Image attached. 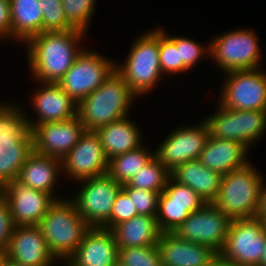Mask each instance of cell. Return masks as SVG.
<instances>
[{"label":"cell","instance_id":"obj_1","mask_svg":"<svg viewBox=\"0 0 266 266\" xmlns=\"http://www.w3.org/2000/svg\"><path fill=\"white\" fill-rule=\"evenodd\" d=\"M87 35L74 28L42 32L28 39L23 45L32 82L58 83L85 48Z\"/></svg>","mask_w":266,"mask_h":266},{"label":"cell","instance_id":"obj_2","mask_svg":"<svg viewBox=\"0 0 266 266\" xmlns=\"http://www.w3.org/2000/svg\"><path fill=\"white\" fill-rule=\"evenodd\" d=\"M20 103L0 102V189L17 179L33 152L32 130Z\"/></svg>","mask_w":266,"mask_h":266},{"label":"cell","instance_id":"obj_3","mask_svg":"<svg viewBox=\"0 0 266 266\" xmlns=\"http://www.w3.org/2000/svg\"><path fill=\"white\" fill-rule=\"evenodd\" d=\"M136 99L139 98L114 70L103 84L78 103L77 116L86 131H96L130 115Z\"/></svg>","mask_w":266,"mask_h":266},{"label":"cell","instance_id":"obj_4","mask_svg":"<svg viewBox=\"0 0 266 266\" xmlns=\"http://www.w3.org/2000/svg\"><path fill=\"white\" fill-rule=\"evenodd\" d=\"M142 32L134 39L125 61L115 63V70L139 99L151 94L164 77L160 69L159 26Z\"/></svg>","mask_w":266,"mask_h":266},{"label":"cell","instance_id":"obj_5","mask_svg":"<svg viewBox=\"0 0 266 266\" xmlns=\"http://www.w3.org/2000/svg\"><path fill=\"white\" fill-rule=\"evenodd\" d=\"M51 254L60 264L75 252L91 228L69 197L56 200L38 223Z\"/></svg>","mask_w":266,"mask_h":266},{"label":"cell","instance_id":"obj_6","mask_svg":"<svg viewBox=\"0 0 266 266\" xmlns=\"http://www.w3.org/2000/svg\"><path fill=\"white\" fill-rule=\"evenodd\" d=\"M264 180L261 171L250 161L244 167L222 176L213 204L230 220L255 218Z\"/></svg>","mask_w":266,"mask_h":266},{"label":"cell","instance_id":"obj_7","mask_svg":"<svg viewBox=\"0 0 266 266\" xmlns=\"http://www.w3.org/2000/svg\"><path fill=\"white\" fill-rule=\"evenodd\" d=\"M256 33L252 28L241 27L214 35L209 40V60L222 74L264 67L263 49Z\"/></svg>","mask_w":266,"mask_h":266},{"label":"cell","instance_id":"obj_8","mask_svg":"<svg viewBox=\"0 0 266 266\" xmlns=\"http://www.w3.org/2000/svg\"><path fill=\"white\" fill-rule=\"evenodd\" d=\"M202 119L210 137L239 141L249 150L261 143L266 134V111L263 110H231L218 104L214 113Z\"/></svg>","mask_w":266,"mask_h":266},{"label":"cell","instance_id":"obj_9","mask_svg":"<svg viewBox=\"0 0 266 266\" xmlns=\"http://www.w3.org/2000/svg\"><path fill=\"white\" fill-rule=\"evenodd\" d=\"M84 48L58 85L79 103L96 90L115 70L116 60L102 52Z\"/></svg>","mask_w":266,"mask_h":266},{"label":"cell","instance_id":"obj_10","mask_svg":"<svg viewBox=\"0 0 266 266\" xmlns=\"http://www.w3.org/2000/svg\"><path fill=\"white\" fill-rule=\"evenodd\" d=\"M219 89L218 104L231 110L266 111V70L261 67L251 70L229 72Z\"/></svg>","mask_w":266,"mask_h":266},{"label":"cell","instance_id":"obj_11","mask_svg":"<svg viewBox=\"0 0 266 266\" xmlns=\"http://www.w3.org/2000/svg\"><path fill=\"white\" fill-rule=\"evenodd\" d=\"M75 183H80L77 184L80 189H76L77 192L71 193L68 197L90 227L101 228L110 219L116 195L122 185L108 174Z\"/></svg>","mask_w":266,"mask_h":266},{"label":"cell","instance_id":"obj_12","mask_svg":"<svg viewBox=\"0 0 266 266\" xmlns=\"http://www.w3.org/2000/svg\"><path fill=\"white\" fill-rule=\"evenodd\" d=\"M265 241L266 231L260 218L234 219L220 255L239 266H259Z\"/></svg>","mask_w":266,"mask_h":266},{"label":"cell","instance_id":"obj_13","mask_svg":"<svg viewBox=\"0 0 266 266\" xmlns=\"http://www.w3.org/2000/svg\"><path fill=\"white\" fill-rule=\"evenodd\" d=\"M208 137L209 129L203 119L190 126H177L155 145V157L171 172L187 161L197 160Z\"/></svg>","mask_w":266,"mask_h":266},{"label":"cell","instance_id":"obj_14","mask_svg":"<svg viewBox=\"0 0 266 266\" xmlns=\"http://www.w3.org/2000/svg\"><path fill=\"white\" fill-rule=\"evenodd\" d=\"M230 219L213 203L192 212L174 232L181 239L208 246L217 254L222 251Z\"/></svg>","mask_w":266,"mask_h":266},{"label":"cell","instance_id":"obj_15","mask_svg":"<svg viewBox=\"0 0 266 266\" xmlns=\"http://www.w3.org/2000/svg\"><path fill=\"white\" fill-rule=\"evenodd\" d=\"M108 160L96 131H86L62 159V176L78 182L107 174Z\"/></svg>","mask_w":266,"mask_h":266},{"label":"cell","instance_id":"obj_16","mask_svg":"<svg viewBox=\"0 0 266 266\" xmlns=\"http://www.w3.org/2000/svg\"><path fill=\"white\" fill-rule=\"evenodd\" d=\"M15 226L38 225L56 199L47 192L32 189L17 179L0 189Z\"/></svg>","mask_w":266,"mask_h":266},{"label":"cell","instance_id":"obj_17","mask_svg":"<svg viewBox=\"0 0 266 266\" xmlns=\"http://www.w3.org/2000/svg\"><path fill=\"white\" fill-rule=\"evenodd\" d=\"M85 132L79 117L42 123L32 129L33 151L62 160Z\"/></svg>","mask_w":266,"mask_h":266},{"label":"cell","instance_id":"obj_18","mask_svg":"<svg viewBox=\"0 0 266 266\" xmlns=\"http://www.w3.org/2000/svg\"><path fill=\"white\" fill-rule=\"evenodd\" d=\"M38 83L29 99V105L32 104L36 117L27 112L31 130L42 123L58 122L77 116L78 103L57 83Z\"/></svg>","mask_w":266,"mask_h":266},{"label":"cell","instance_id":"obj_19","mask_svg":"<svg viewBox=\"0 0 266 266\" xmlns=\"http://www.w3.org/2000/svg\"><path fill=\"white\" fill-rule=\"evenodd\" d=\"M4 255L24 266L60 264L49 251L44 235L37 225L15 226Z\"/></svg>","mask_w":266,"mask_h":266},{"label":"cell","instance_id":"obj_20","mask_svg":"<svg viewBox=\"0 0 266 266\" xmlns=\"http://www.w3.org/2000/svg\"><path fill=\"white\" fill-rule=\"evenodd\" d=\"M119 247L109 229L91 227L62 266H113L118 262ZM64 264V265H63Z\"/></svg>","mask_w":266,"mask_h":266},{"label":"cell","instance_id":"obj_21","mask_svg":"<svg viewBox=\"0 0 266 266\" xmlns=\"http://www.w3.org/2000/svg\"><path fill=\"white\" fill-rule=\"evenodd\" d=\"M156 246L162 266H208L217 256L208 246L181 239L174 232L161 233Z\"/></svg>","mask_w":266,"mask_h":266},{"label":"cell","instance_id":"obj_22","mask_svg":"<svg viewBox=\"0 0 266 266\" xmlns=\"http://www.w3.org/2000/svg\"><path fill=\"white\" fill-rule=\"evenodd\" d=\"M249 149L239 141L208 137L198 161L222 176L247 165Z\"/></svg>","mask_w":266,"mask_h":266},{"label":"cell","instance_id":"obj_23","mask_svg":"<svg viewBox=\"0 0 266 266\" xmlns=\"http://www.w3.org/2000/svg\"><path fill=\"white\" fill-rule=\"evenodd\" d=\"M61 175L62 160L33 151L21 167L17 180L32 189L50 193L58 200L67 197L66 194L62 197L59 191H55L59 185L58 180L61 181Z\"/></svg>","mask_w":266,"mask_h":266},{"label":"cell","instance_id":"obj_24","mask_svg":"<svg viewBox=\"0 0 266 266\" xmlns=\"http://www.w3.org/2000/svg\"><path fill=\"white\" fill-rule=\"evenodd\" d=\"M128 115L96 130L107 160L143 145L142 130ZM143 135V136H142Z\"/></svg>","mask_w":266,"mask_h":266},{"label":"cell","instance_id":"obj_25","mask_svg":"<svg viewBox=\"0 0 266 266\" xmlns=\"http://www.w3.org/2000/svg\"><path fill=\"white\" fill-rule=\"evenodd\" d=\"M171 177L192 188L205 203H213L219 193L222 175L203 166L198 160H190L170 172Z\"/></svg>","mask_w":266,"mask_h":266},{"label":"cell","instance_id":"obj_26","mask_svg":"<svg viewBox=\"0 0 266 266\" xmlns=\"http://www.w3.org/2000/svg\"><path fill=\"white\" fill-rule=\"evenodd\" d=\"M111 231L119 249L156 245L161 234L156 217L149 215H136L115 225Z\"/></svg>","mask_w":266,"mask_h":266},{"label":"cell","instance_id":"obj_27","mask_svg":"<svg viewBox=\"0 0 266 266\" xmlns=\"http://www.w3.org/2000/svg\"><path fill=\"white\" fill-rule=\"evenodd\" d=\"M12 23V42L24 44L43 32V15L40 0H9Z\"/></svg>","mask_w":266,"mask_h":266},{"label":"cell","instance_id":"obj_28","mask_svg":"<svg viewBox=\"0 0 266 266\" xmlns=\"http://www.w3.org/2000/svg\"><path fill=\"white\" fill-rule=\"evenodd\" d=\"M145 146L108 160L107 174L121 185L127 184L155 156V150Z\"/></svg>","mask_w":266,"mask_h":266},{"label":"cell","instance_id":"obj_29","mask_svg":"<svg viewBox=\"0 0 266 266\" xmlns=\"http://www.w3.org/2000/svg\"><path fill=\"white\" fill-rule=\"evenodd\" d=\"M170 176V171L154 156L127 184L122 186L163 191Z\"/></svg>","mask_w":266,"mask_h":266},{"label":"cell","instance_id":"obj_30","mask_svg":"<svg viewBox=\"0 0 266 266\" xmlns=\"http://www.w3.org/2000/svg\"><path fill=\"white\" fill-rule=\"evenodd\" d=\"M159 54L163 76L191 73L180 61V48H177V44L168 36V32L163 27H159Z\"/></svg>","mask_w":266,"mask_h":266},{"label":"cell","instance_id":"obj_31","mask_svg":"<svg viewBox=\"0 0 266 266\" xmlns=\"http://www.w3.org/2000/svg\"><path fill=\"white\" fill-rule=\"evenodd\" d=\"M158 203L190 204V213L201 209L206 204L192 188L175 181L171 176L159 195Z\"/></svg>","mask_w":266,"mask_h":266},{"label":"cell","instance_id":"obj_32","mask_svg":"<svg viewBox=\"0 0 266 266\" xmlns=\"http://www.w3.org/2000/svg\"><path fill=\"white\" fill-rule=\"evenodd\" d=\"M98 0H62L67 21L76 29L89 32Z\"/></svg>","mask_w":266,"mask_h":266},{"label":"cell","instance_id":"obj_33","mask_svg":"<svg viewBox=\"0 0 266 266\" xmlns=\"http://www.w3.org/2000/svg\"><path fill=\"white\" fill-rule=\"evenodd\" d=\"M168 36L177 44V48H180V61L190 70L196 69L199 62L208 59L210 57L209 40L205 41L206 45L195 41L193 38L186 36L171 34Z\"/></svg>","mask_w":266,"mask_h":266},{"label":"cell","instance_id":"obj_34","mask_svg":"<svg viewBox=\"0 0 266 266\" xmlns=\"http://www.w3.org/2000/svg\"><path fill=\"white\" fill-rule=\"evenodd\" d=\"M190 214V204L158 203L156 220L160 232H175Z\"/></svg>","mask_w":266,"mask_h":266},{"label":"cell","instance_id":"obj_35","mask_svg":"<svg viewBox=\"0 0 266 266\" xmlns=\"http://www.w3.org/2000/svg\"><path fill=\"white\" fill-rule=\"evenodd\" d=\"M118 261L124 266H162L156 245L119 249Z\"/></svg>","mask_w":266,"mask_h":266},{"label":"cell","instance_id":"obj_36","mask_svg":"<svg viewBox=\"0 0 266 266\" xmlns=\"http://www.w3.org/2000/svg\"><path fill=\"white\" fill-rule=\"evenodd\" d=\"M43 15V32L74 29L67 21L62 0H40Z\"/></svg>","mask_w":266,"mask_h":266},{"label":"cell","instance_id":"obj_37","mask_svg":"<svg viewBox=\"0 0 266 266\" xmlns=\"http://www.w3.org/2000/svg\"><path fill=\"white\" fill-rule=\"evenodd\" d=\"M130 200L133 201L138 215H149L156 217L158 211L159 195L162 191H152L130 186H122Z\"/></svg>","mask_w":266,"mask_h":266},{"label":"cell","instance_id":"obj_38","mask_svg":"<svg viewBox=\"0 0 266 266\" xmlns=\"http://www.w3.org/2000/svg\"><path fill=\"white\" fill-rule=\"evenodd\" d=\"M136 215L138 213L133 201L130 200L127 193L121 188L116 195L110 219L101 228L111 230L115 225L122 221L130 220Z\"/></svg>","mask_w":266,"mask_h":266},{"label":"cell","instance_id":"obj_39","mask_svg":"<svg viewBox=\"0 0 266 266\" xmlns=\"http://www.w3.org/2000/svg\"><path fill=\"white\" fill-rule=\"evenodd\" d=\"M15 224L9 206L0 194V253H5L13 234Z\"/></svg>","mask_w":266,"mask_h":266},{"label":"cell","instance_id":"obj_40","mask_svg":"<svg viewBox=\"0 0 266 266\" xmlns=\"http://www.w3.org/2000/svg\"><path fill=\"white\" fill-rule=\"evenodd\" d=\"M12 42V23L9 0H0V41Z\"/></svg>","mask_w":266,"mask_h":266},{"label":"cell","instance_id":"obj_41","mask_svg":"<svg viewBox=\"0 0 266 266\" xmlns=\"http://www.w3.org/2000/svg\"><path fill=\"white\" fill-rule=\"evenodd\" d=\"M266 182H263L260 194L259 209L256 217L261 220L266 216Z\"/></svg>","mask_w":266,"mask_h":266},{"label":"cell","instance_id":"obj_42","mask_svg":"<svg viewBox=\"0 0 266 266\" xmlns=\"http://www.w3.org/2000/svg\"><path fill=\"white\" fill-rule=\"evenodd\" d=\"M208 266H239L233 262L228 261L227 259L223 258L220 254L208 264Z\"/></svg>","mask_w":266,"mask_h":266},{"label":"cell","instance_id":"obj_43","mask_svg":"<svg viewBox=\"0 0 266 266\" xmlns=\"http://www.w3.org/2000/svg\"><path fill=\"white\" fill-rule=\"evenodd\" d=\"M0 266H24L23 264L16 263L10 260L6 255L0 258Z\"/></svg>","mask_w":266,"mask_h":266},{"label":"cell","instance_id":"obj_44","mask_svg":"<svg viewBox=\"0 0 266 266\" xmlns=\"http://www.w3.org/2000/svg\"><path fill=\"white\" fill-rule=\"evenodd\" d=\"M259 266H266V241H265V247H264V251H263L262 256H261Z\"/></svg>","mask_w":266,"mask_h":266},{"label":"cell","instance_id":"obj_45","mask_svg":"<svg viewBox=\"0 0 266 266\" xmlns=\"http://www.w3.org/2000/svg\"><path fill=\"white\" fill-rule=\"evenodd\" d=\"M266 231V216L262 219Z\"/></svg>","mask_w":266,"mask_h":266},{"label":"cell","instance_id":"obj_46","mask_svg":"<svg viewBox=\"0 0 266 266\" xmlns=\"http://www.w3.org/2000/svg\"><path fill=\"white\" fill-rule=\"evenodd\" d=\"M113 266H124V265H122V264L118 261V262H116Z\"/></svg>","mask_w":266,"mask_h":266}]
</instances>
